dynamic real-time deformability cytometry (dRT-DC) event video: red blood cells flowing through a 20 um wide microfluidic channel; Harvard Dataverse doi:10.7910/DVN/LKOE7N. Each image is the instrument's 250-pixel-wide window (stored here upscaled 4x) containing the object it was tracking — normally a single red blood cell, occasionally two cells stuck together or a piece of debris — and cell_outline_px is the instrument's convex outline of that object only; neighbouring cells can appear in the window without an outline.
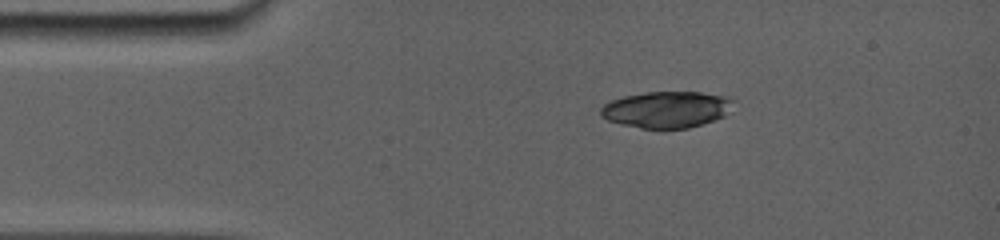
{"species": "common noctule bat (a hibernating species)", "species_latin": "Nyctalus noctula", "temperature_condition": "room temperature", "stored_images_in_passage": 2, "camera_frame_rate_fps": 5000, "um_per_image_px": 0.085, "animal": {"sex": "female", "body_mass_g": 19.0, "forearm_length_mm": 56.7}, "frame": {"image": 1, "passage_image": 1, "time_ms": 0.0, "image_size_px": [1000, 240], "cell_outline_px": [[736, 100], [724, 116], [688, 128], [640, 128], [620, 124], [608, 120], [600, 116], [600, 108], [604, 104], [612, 100], [624, 96], [644, 92], [700, 92], [724, 96]], "centroid_in_image_um": [56.63, 9.3], "position_along_channel_um": 28.4, "area_um2": 28.03}}